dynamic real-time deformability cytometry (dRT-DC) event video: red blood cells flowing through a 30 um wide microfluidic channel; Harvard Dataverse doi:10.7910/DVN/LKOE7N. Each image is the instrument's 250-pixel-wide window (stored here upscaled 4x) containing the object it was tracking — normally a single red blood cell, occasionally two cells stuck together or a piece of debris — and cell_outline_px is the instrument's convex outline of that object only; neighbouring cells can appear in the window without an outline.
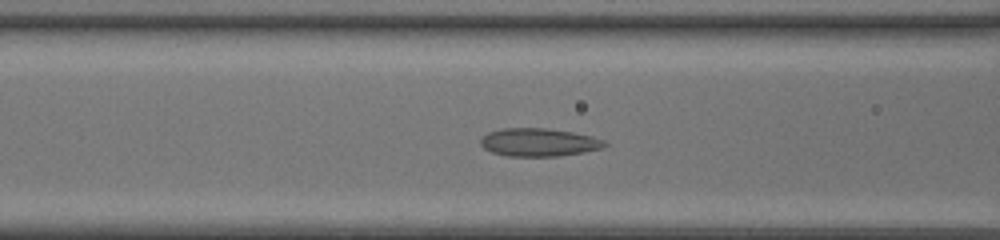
{"species": "common noctule bat (a hibernating species)", "species_latin": "Nyctalus noctula", "temperature_condition": "room temperature", "stored_images_in_passage": 46, "camera_frame_rate_fps": 3000, "um_per_image_px": 0.085, "animal": {"sex": "female", "body_mass_g": 20.0, "forearm_length_mm": 54.0}, "frame": {"image": 1, "passage_image": 18, "time_ms": 5.667, "image_size_px": [1000, 240], "cell_outline_px": [[608, 144], [604, 148], [584, 152], [560, 156], [508, 156], [492, 152], [484, 148], [480, 144], [480, 140], [488, 132], [504, 128], [548, 128], [572, 132], [592, 136], [604, 140]], "centroid_in_image_um": [45.83, 12.1], "position_along_channel_um": 120.8, "area_um2": 20.35}}
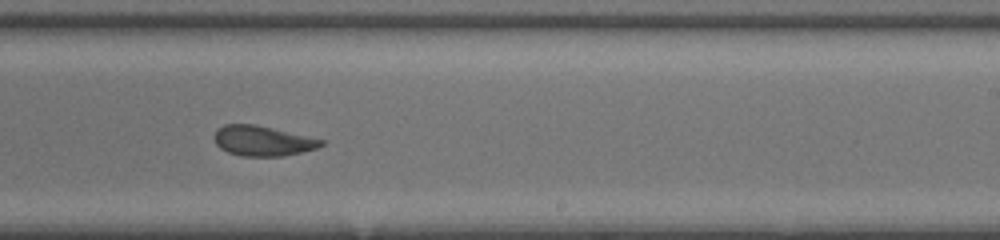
{"frame": {"image": 2, "passage_image": 28, "time_ms": 9.0, "image_size_px": [1000, 240], "cell_outline_px": [[324, 144], [316, 148], [284, 156], [240, 156], [228, 152], [220, 148], [216, 144], [212, 136], [216, 128], [224, 124], [256, 124], [324, 140]], "centroid_in_image_um": [22.26, 11.96], "position_along_channel_um": 266.7, "area_um2": 18.84}}
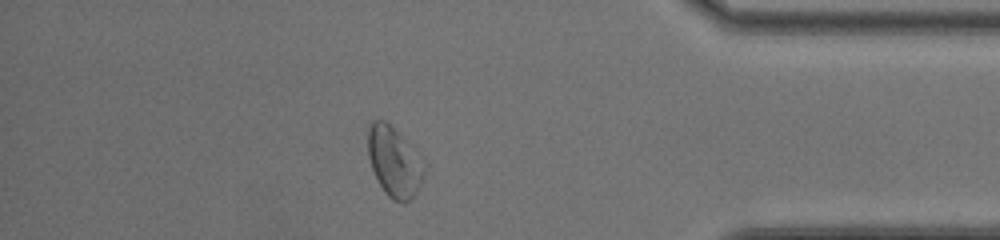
{"frame": {"image": 3, "passage_image": 39, "time_ms": 12.667, "image_size_px": [1000, 240], "cell_outline_px": [[428, 164], [424, 176], [416, 192], [408, 200], [392, 200], [384, 192], [372, 168], [368, 156], [368, 128], [372, 120], [384, 120]], "centroid_in_image_um": [33.52, 13.75], "position_along_channel_um": 401.7, "area_um2": 22.48}, "authors_computed_cell_mechanics": {"area_um2": 21.3571, "velocity_mm_per_s": 4.3845, "shape_relaxation_time_tau1_ms": 4.9988, "shape_relaxation_time_tau2_ms": 1.538, "deformation_change_tau1": 0.1105, "deformation_change_tau2": 0.0681}}